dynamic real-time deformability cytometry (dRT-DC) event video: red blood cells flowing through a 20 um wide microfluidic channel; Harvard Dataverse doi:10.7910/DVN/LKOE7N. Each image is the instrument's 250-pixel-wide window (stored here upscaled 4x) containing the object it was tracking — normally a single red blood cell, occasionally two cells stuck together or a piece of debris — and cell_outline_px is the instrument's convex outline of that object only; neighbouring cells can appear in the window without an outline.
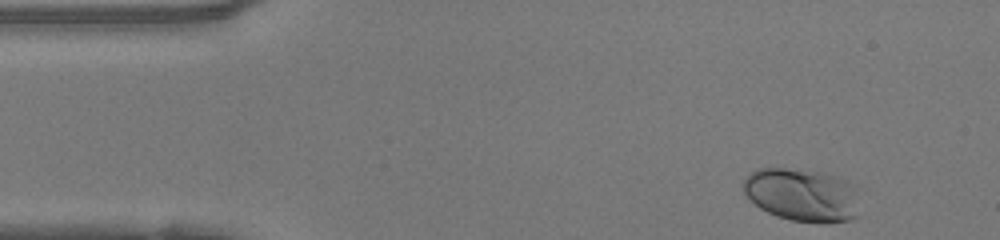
{"species": "human", "species_latin": "Homo sapiens", "temperature_condition": "warm", "stored_images_in_passage": 36, "camera_frame_rate_fps": 3000, "um_per_image_px": 0.085, "donor": {"sex": "female"}, "frame": {"image": 1, "passage_image": 1, "time_ms": 0.0, "image_size_px": [1000, 240], "cell_outline_px": [[860, 216], [848, 220], [792, 220], [776, 216], [760, 208], [744, 192], [740, 184], [756, 168], [784, 168], [828, 172], [840, 176], [856, 184]], "centroid_in_image_um": [68.22, 16.51], "position_along_channel_um": 16.8, "area_um2": 36.13}}
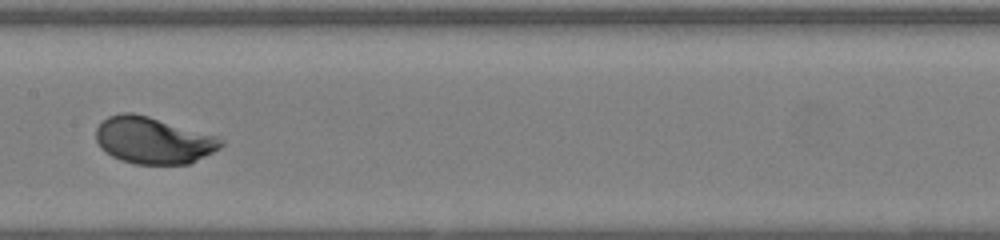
{"frame": {"image": 2, "passage_image": 20, "time_ms": 6.333, "image_size_px": [1000, 240], "cell_outline_px": [[224, 144], [220, 148], [188, 164], [136, 164], [120, 160], [112, 156], [100, 148], [96, 140], [96, 128], [108, 116], [120, 112], [132, 112], [148, 116], [216, 136], [224, 140]], "centroid_in_image_um": [13.0, 11.93], "position_along_channel_um": 194.4, "area_um2": 33.87}}
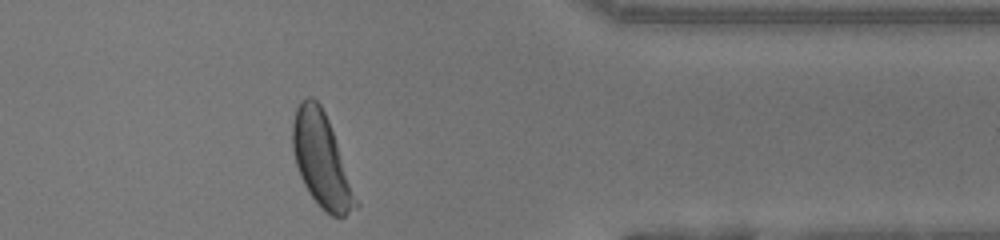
{"frame": {"image": 3, "passage_image": 35, "time_ms": 11.333, "image_size_px": [1000, 240], "cell_outline_px": [[360, 204], [356, 208], [344, 216], [332, 216], [320, 208], [308, 192], [300, 176], [296, 164], [292, 148], [292, 124], [296, 108], [308, 96], [312, 96], [320, 104], [328, 120]], "centroid_in_image_um": [27.32, 13.64], "position_along_channel_um": 384.1, "area_um2": 34.16}, "authors_computed_cell_mechanics": {"area_um2": 33.5818, "velocity_mm_per_s": 4.1904, "shape_relaxation_time_tau1_ms": 1.856, "shape_relaxation_time_tau2_ms": null, "deformation_change_tau1": 0.1381, "deformation_change_tau2": null}}